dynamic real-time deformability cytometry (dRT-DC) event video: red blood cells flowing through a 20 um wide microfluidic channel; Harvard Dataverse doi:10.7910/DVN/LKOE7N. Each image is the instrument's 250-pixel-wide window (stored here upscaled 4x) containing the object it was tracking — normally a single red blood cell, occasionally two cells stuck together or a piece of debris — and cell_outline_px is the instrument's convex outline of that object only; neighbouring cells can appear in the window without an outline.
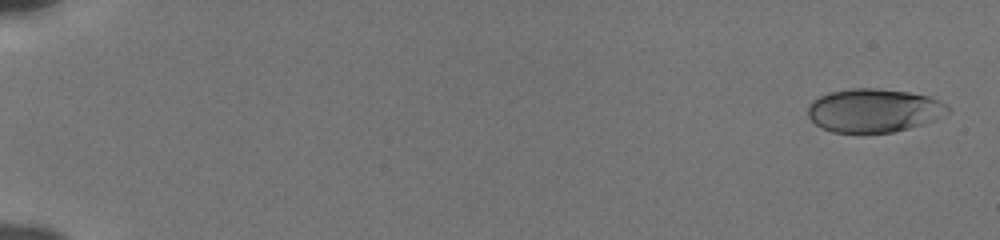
{"species": "human", "species_latin": "Homo sapiens", "temperature_condition": "cold", "stored_images_in_passage": 55, "camera_frame_rate_fps": 3000, "um_per_image_px": 0.085, "donor": {"sex": "male"}, "frame": {"image": 1, "passage_image": 2, "time_ms": 0.333, "image_size_px": [1000, 240], "cell_outline_px": [[948, 112], [932, 120], [908, 128], [892, 132], [832, 132], [816, 124], [808, 116], [808, 104], [812, 100], [828, 92], [852, 88], [876, 88], [908, 92], [928, 96], [940, 100], [948, 108]], "centroid_in_image_um": [74.22, 9.37], "position_along_channel_um": 10.8, "area_um2": 35.08}}
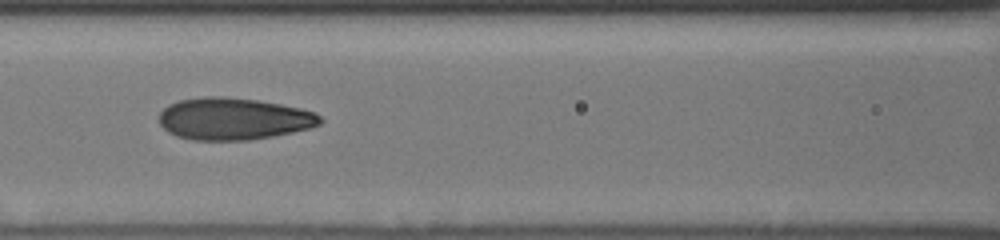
{"frame": {"image": 2, "passage_image": 27, "time_ms": 8.667, "image_size_px": [1000, 240], "cell_outline_px": [[324, 120], [320, 124], [312, 128], [272, 136], [248, 140], [192, 140], [176, 136], [168, 132], [160, 124], [160, 112], [168, 104], [180, 100], [204, 96], [224, 96], [256, 100], [280, 104], [300, 108], [316, 112]], "centroid_in_image_um": [19.86, 10.1], "position_along_channel_um": 146.7, "area_um2": 39.59}}
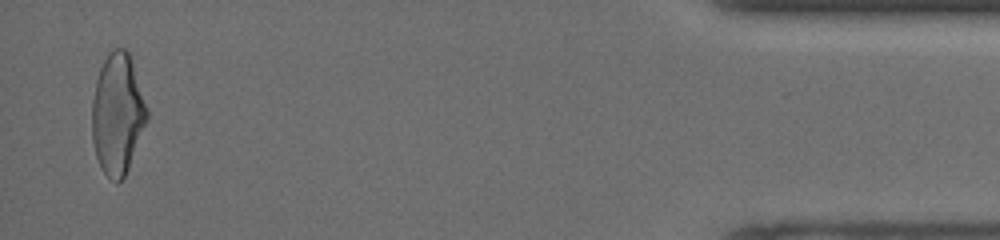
{"frame": {"image": 3, "passage_image": 54, "time_ms": 17.667, "image_size_px": [1000, 240], "cell_outline_px": [[148, 120], [128, 168], [124, 176], [120, 180], [112, 180], [104, 172], [96, 156], [92, 140], [92, 100], [96, 80], [100, 68], [108, 52], [112, 48], [124, 48], [128, 52], [148, 112]], "centroid_in_image_um": [9.97, 9.68], "position_along_channel_um": 425.2, "area_um2": 38.15}, "authors_computed_cell_mechanics": {"area_um2": 37.859, "velocity_mm_per_s": 3.8547, "shape_relaxation_time_tau1_ms": 4.3176, "shape_relaxation_time_tau2_ms": 0.9568, "deformation_change_tau1": 0.1698, "deformation_change_tau2": 0.0779}}